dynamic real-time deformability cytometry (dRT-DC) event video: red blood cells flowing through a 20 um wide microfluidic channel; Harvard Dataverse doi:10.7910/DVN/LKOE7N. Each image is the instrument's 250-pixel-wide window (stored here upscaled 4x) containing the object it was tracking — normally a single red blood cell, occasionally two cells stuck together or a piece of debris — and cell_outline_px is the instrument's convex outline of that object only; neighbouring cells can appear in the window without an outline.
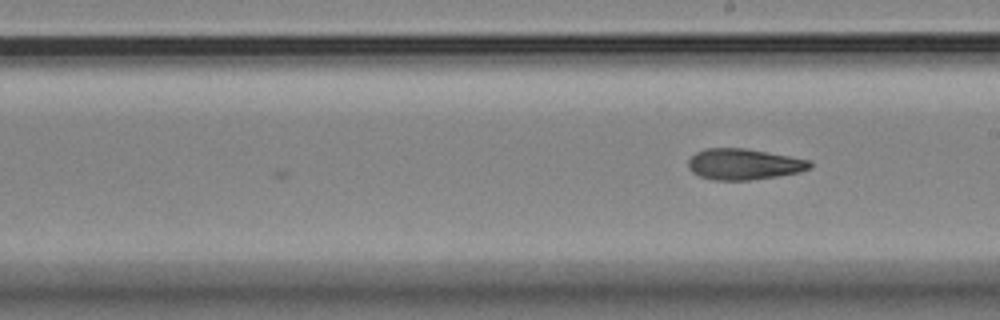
{"species": "Egyptian fruit bat (a non-hibernating species)", "species_latin": "Rousettus aegyptiacus", "temperature_condition": "room temperature", "stored_images_in_passage": 8, "camera_frame_rate_fps": 3000, "um_per_image_px": 0.085, "animal": {"sex": "female"}, "frame": {"image": 1, "passage_image": 8, "time_ms": 8.0, "image_size_px": [1000, 320], "cell_outline_px": [[812, 168], [800, 172], [776, 176], [748, 180], [712, 180], [700, 176], [692, 172], [688, 168], [688, 160], [696, 152], [704, 148], [744, 148], [788, 156], [808, 160], [812, 164]], "centroid_in_image_um": [63.19, 13.96], "position_along_channel_um": 225.8, "area_um2": 21.85}}